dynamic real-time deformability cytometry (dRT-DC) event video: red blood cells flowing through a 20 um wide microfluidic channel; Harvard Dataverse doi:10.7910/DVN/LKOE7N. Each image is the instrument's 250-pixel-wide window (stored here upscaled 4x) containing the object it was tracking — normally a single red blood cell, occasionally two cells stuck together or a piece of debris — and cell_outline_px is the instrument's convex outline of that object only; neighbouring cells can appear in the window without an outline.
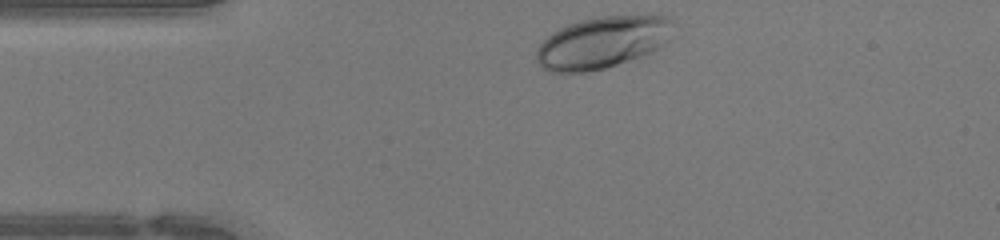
{"species": "human", "species_latin": "Homo sapiens", "temperature_condition": "warm", "stored_images_in_passage": 29, "camera_frame_rate_fps": 3000, "um_per_image_px": 0.085, "donor": {"sex": "female"}, "frame": {"image": 1, "passage_image": 1, "time_ms": 0.0, "image_size_px": [1000, 240], "cell_outline_px": [[680, 36], [652, 52], [604, 68], [584, 72], [548, 72], [536, 60], [536, 48], [552, 32], [568, 24], [580, 20], [600, 16], [648, 12], [652, 12], [668, 16], [676, 20]], "centroid_in_image_um": [51.42, 3.52], "position_along_channel_um": 33.6, "area_um2": 43.23}}
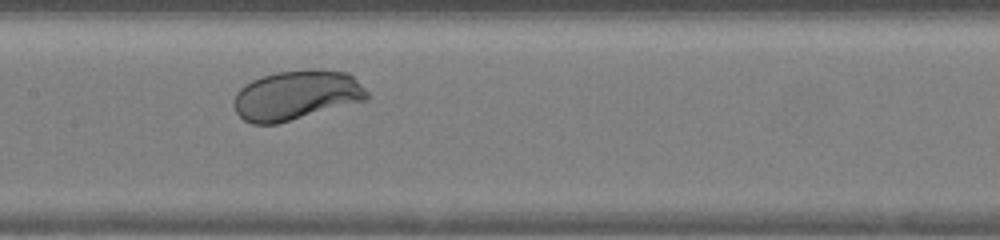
{"frame": {"image": 2, "passage_image": 14, "time_ms": 4.333, "image_size_px": [1000, 240], "cell_outline_px": [[368, 100], [276, 124], [252, 124], [244, 120], [236, 112], [232, 104], [236, 92], [244, 84], [260, 76], [276, 72], [348, 72], [368, 92]], "centroid_in_image_um": [25.13, 8.14], "position_along_channel_um": 182.3, "area_um2": 37.8}}
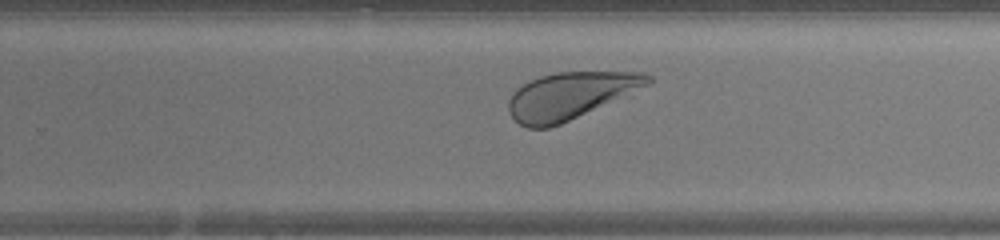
{"frame": {"image": 3, "passage_image": 21, "time_ms": 6.667, "image_size_px": [1000, 240], "cell_outline_px": [[652, 80], [648, 84], [560, 124], [548, 128], [528, 128], [520, 124], [508, 112], [508, 100], [512, 92], [516, 88], [528, 80], [540, 76], [556, 72], [644, 72], [652, 76]], "centroid_in_image_um": [48.37, 8.11], "position_along_channel_um": 281.4, "area_um2": 37.4}, "authors_computed_cell_mechanics": {"area_um2": 38.7838, "velocity_mm_per_s": 4.2547, "shape_relaxation_time_tau1_ms": 1.795, "shape_relaxation_time_tau2_ms": null, "deformation_change_tau1": 0.1051, "deformation_change_tau2": null}}